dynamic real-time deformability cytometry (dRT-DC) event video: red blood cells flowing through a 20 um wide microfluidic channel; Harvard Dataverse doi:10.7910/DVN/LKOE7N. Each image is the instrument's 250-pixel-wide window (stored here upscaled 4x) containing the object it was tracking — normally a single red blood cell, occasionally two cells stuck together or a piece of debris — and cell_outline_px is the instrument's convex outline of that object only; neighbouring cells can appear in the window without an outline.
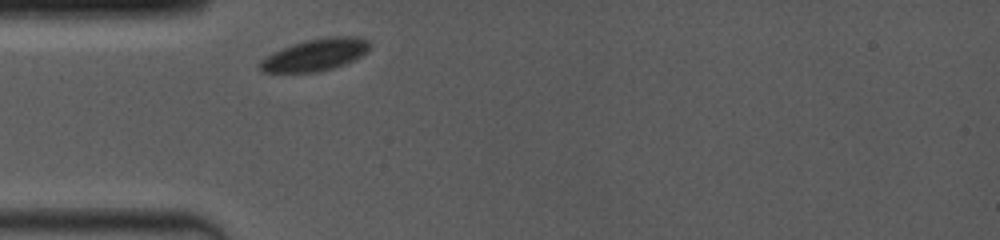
{"species": "common noctule bat (a hibernating species)", "species_latin": "Nyctalus noctula", "temperature_condition": "room temperature", "stored_images_in_passage": 17, "camera_frame_rate_fps": 4000, "um_per_image_px": 0.085, "animal": {"sex": "female", "body_mass_g": 19.0, "forearm_length_mm": 53.3}, "frame": {"image": 1, "passage_image": 1, "time_ms": 0.0, "image_size_px": [1000, 240], "cell_outline_px": [[372, 44], [368, 52], [344, 64], [320, 72], [264, 72], [260, 68], [260, 60], [272, 52], [292, 44], [304, 40], [328, 36], [356, 36], [368, 40]], "centroid_in_image_um": [26.83, 4.64], "position_along_channel_um": 58.2, "area_um2": 20.58}}
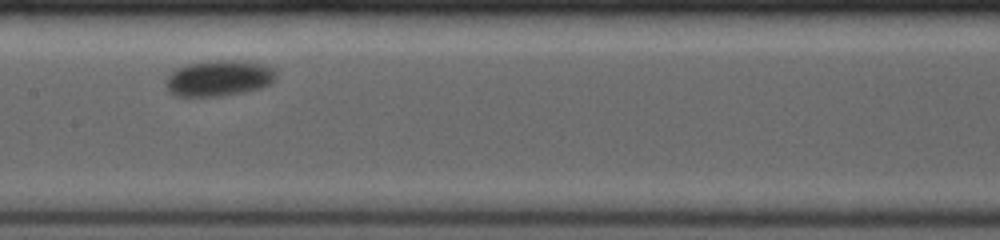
{"frame": {"image": 2, "passage_image": 7, "time_ms": 3.75, "image_size_px": [1000, 240], "cell_outline_px": [[276, 80], [260, 88], [220, 96], [176, 96], [168, 92], [164, 84], [164, 80], [176, 68], [188, 64], [208, 60], [244, 60], [260, 64], [272, 68], [276, 72]], "centroid_in_image_um": [18.56, 6.64], "position_along_channel_um": 188.8, "area_um2": 23.18}}
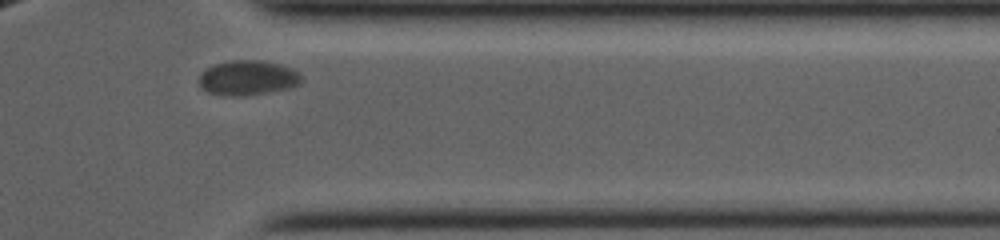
{"frame": {"image": 3, "passage_image": 17, "time_ms": 9.25, "image_size_px": [1000, 240], "cell_outline_px": [[304, 80], [292, 88], [244, 96], [224, 96], [208, 92], [200, 88], [200, 72], [212, 64], [232, 60], [260, 60], [280, 64], [292, 68], [300, 72]], "centroid_in_image_um": [21.07, 6.62], "position_along_channel_um": 390.3, "area_um2": 21.21}}